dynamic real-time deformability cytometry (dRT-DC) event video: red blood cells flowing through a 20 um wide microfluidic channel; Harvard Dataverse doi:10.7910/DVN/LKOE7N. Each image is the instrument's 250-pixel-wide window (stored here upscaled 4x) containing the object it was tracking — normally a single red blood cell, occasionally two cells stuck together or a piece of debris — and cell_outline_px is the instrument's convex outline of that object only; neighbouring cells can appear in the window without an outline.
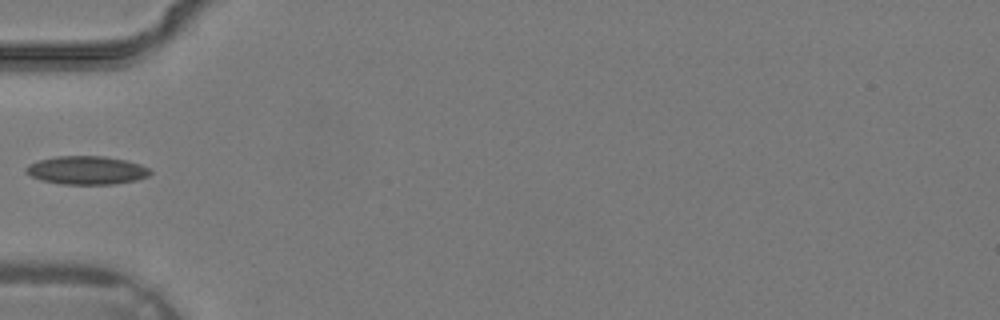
{"species": "common noctule bat (a hibernating species)", "species_latin": "Nyctalus noctula", "temperature_condition": "warm", "stored_images_in_passage": 24, "camera_frame_rate_fps": 3000, "um_per_image_px": 0.085, "animal": {"sex": "male", "body_mass_g": 19.2, "forearm_length_mm": 51.8}, "frame": {"image": 1, "passage_image": 1, "time_ms": 0.0, "image_size_px": [1000, 320], "cell_outline_px": [[152, 172], [148, 176], [136, 180], [112, 184], [60, 184], [40, 180], [24, 172], [24, 168], [28, 164], [40, 160], [56, 156], [104, 156], [124, 160], [140, 164], [148, 168]], "centroid_in_image_um": [7.33, 14.47], "position_along_channel_um": 77.7, "area_um2": 20.52}}
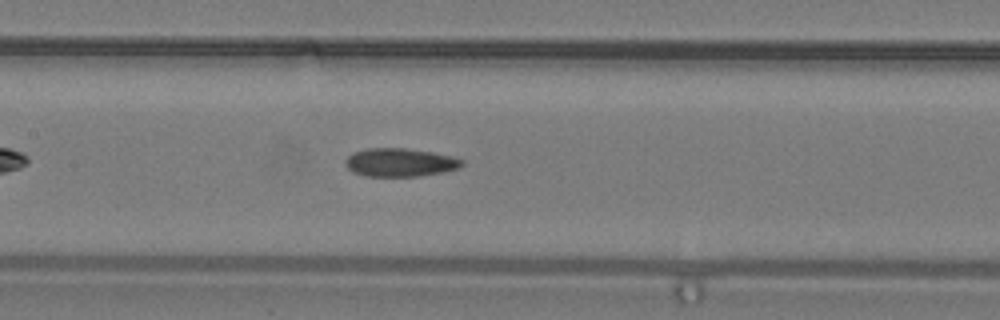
{"frame": {"image": 2, "passage_image": 6, "time_ms": 1.667, "image_size_px": [1000, 320], "cell_outline_px": [[464, 164], [460, 168], [444, 172], [416, 176], [364, 176], [352, 172], [344, 164], [344, 160], [348, 156], [356, 152], [368, 148], [404, 148], [432, 152], [452, 156], [464, 160]], "centroid_in_image_um": [34.01, 13.81], "position_along_channel_um": 173.4, "area_um2": 19.31}}
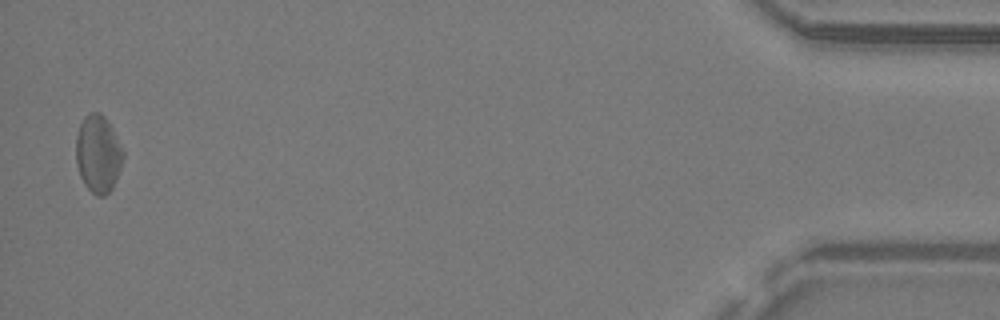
{"frame": {"image": 3, "passage_image": 24, "time_ms": 7.667, "image_size_px": [1000, 320], "cell_outline_px": [[124, 156], [120, 168], [112, 188], [104, 196], [96, 196], [84, 184], [80, 176], [76, 160], [76, 136], [80, 124], [84, 116], [88, 112], [100, 112], [104, 116], [112, 128], [124, 152]], "centroid_in_image_um": [8.33, 13.06], "position_along_channel_um": 426.9, "area_um2": 21.21}}